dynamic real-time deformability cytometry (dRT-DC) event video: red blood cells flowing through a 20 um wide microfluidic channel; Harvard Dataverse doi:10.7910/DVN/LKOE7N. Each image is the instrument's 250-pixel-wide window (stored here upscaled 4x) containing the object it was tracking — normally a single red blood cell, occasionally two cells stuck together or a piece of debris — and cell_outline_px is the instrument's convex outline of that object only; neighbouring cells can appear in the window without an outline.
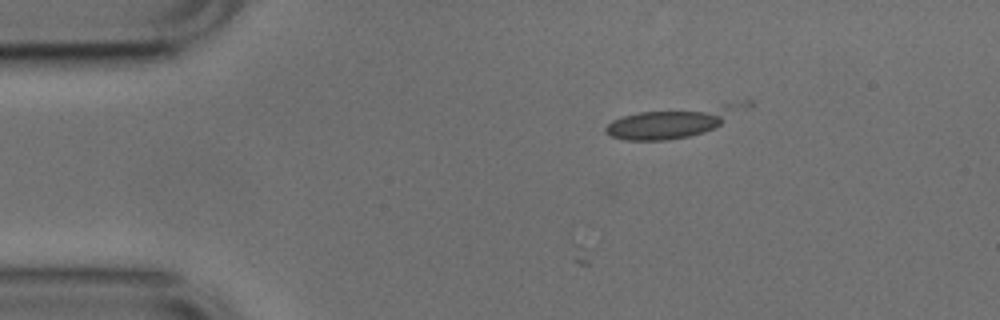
{"species": "common noctule bat (a hibernating species)", "species_latin": "Nyctalus noctula", "temperature_condition": "cold", "stored_images_in_passage": 5, "camera_frame_rate_fps": 3000, "um_per_image_px": 0.085, "animal": {"sex": "male", "body_mass_g": 17.9, "forearm_length_mm": 54.2}, "frame": {"image": 1, "passage_image": 5, "time_ms": 1.333, "image_size_px": [1000, 320], "cell_outline_px": [[756, 104], [716, 128], [704, 132], [688, 136], [668, 140], [624, 140], [612, 136], [604, 132], [604, 128], [612, 120], [624, 116], [640, 112], [744, 100], [752, 100]], "centroid_in_image_um": [57.41, 10.32], "position_along_channel_um": 27.6, "area_um2": 25.49}}